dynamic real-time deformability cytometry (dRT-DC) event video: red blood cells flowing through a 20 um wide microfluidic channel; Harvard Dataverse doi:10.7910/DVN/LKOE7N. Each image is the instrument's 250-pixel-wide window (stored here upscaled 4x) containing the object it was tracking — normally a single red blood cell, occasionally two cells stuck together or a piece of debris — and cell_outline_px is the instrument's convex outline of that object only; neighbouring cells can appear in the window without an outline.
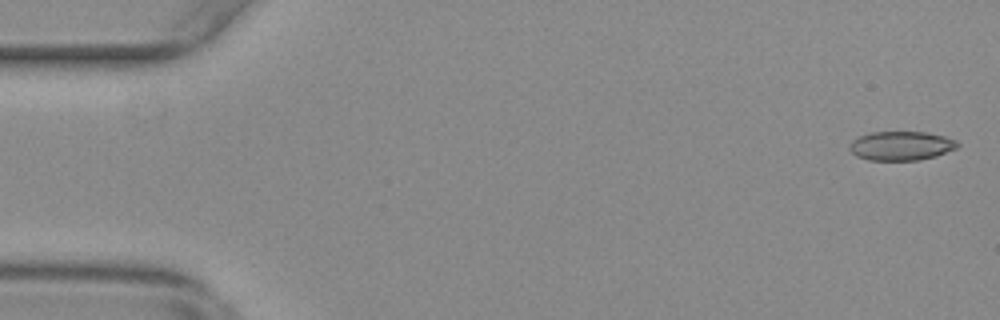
{"species": "common noctule bat (a hibernating species)", "species_latin": "Nyctalus noctula", "temperature_condition": "warm", "stored_images_in_passage": 56, "camera_frame_rate_fps": 3000, "um_per_image_px": 0.085, "animal": {"sex": "female", "body_mass_g": 29.2, "forearm_length_mm": 56.3}, "frame": {"image": 1, "passage_image": 2, "time_ms": 0.333, "image_size_px": [1000, 320], "cell_outline_px": [[960, 144], [956, 148], [936, 156], [916, 160], [868, 160], [856, 156], [848, 148], [848, 144], [852, 140], [860, 136], [872, 132], [928, 132], [944, 136], [956, 140]], "centroid_in_image_um": [76.58, 12.39], "position_along_channel_um": 8.4, "area_um2": 18.32}}
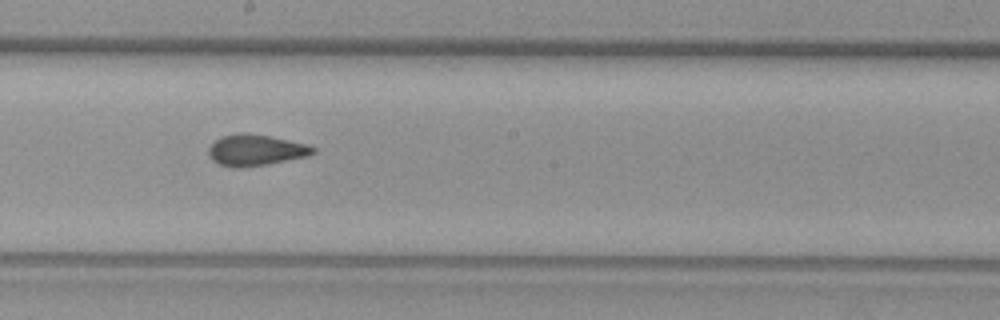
{"frame": {"image": 2, "passage_image": 31, "time_ms": 10.0, "image_size_px": [1000, 320], "cell_outline_px": [[316, 152], [308, 156], [268, 164], [240, 168], [236, 168], [220, 164], [212, 160], [208, 156], [208, 148], [220, 136], [236, 132], [244, 132], [268, 136], [308, 144], [316, 148]], "centroid_in_image_um": [21.72, 12.75], "position_along_channel_um": 226.5, "area_um2": 19.13}}
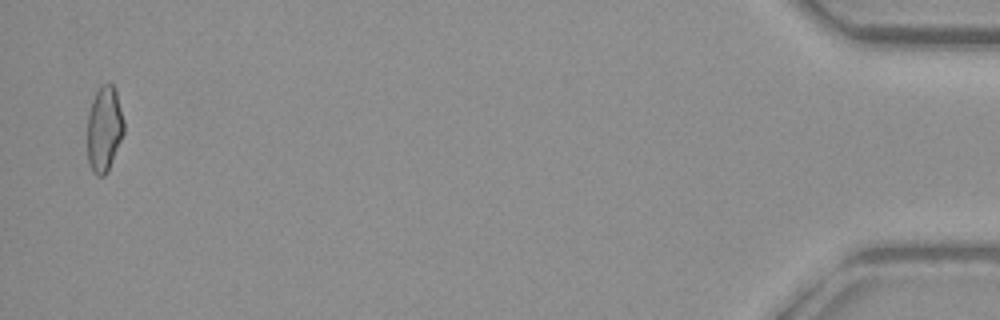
{"frame": {"image": 3, "passage_image": 55, "time_ms": 18.0, "image_size_px": [1000, 320], "cell_outline_px": [[124, 132], [112, 160], [104, 176], [96, 176], [92, 172], [88, 164], [88, 116], [92, 100], [100, 84], [112, 84], [116, 92], [124, 120]], "centroid_in_image_um": [8.85, 10.96], "position_along_channel_um": 426.4, "area_um2": 18.03}, "authors_computed_cell_mechanics": {"area_um2": 18.5827, "velocity_mm_per_s": 3.7185, "shape_relaxation_time_tau1_ms": null, "shape_relaxation_time_tau2_ms": 1.5376, "deformation_change_tau1": null, "deformation_change_tau2": 0.0663}}